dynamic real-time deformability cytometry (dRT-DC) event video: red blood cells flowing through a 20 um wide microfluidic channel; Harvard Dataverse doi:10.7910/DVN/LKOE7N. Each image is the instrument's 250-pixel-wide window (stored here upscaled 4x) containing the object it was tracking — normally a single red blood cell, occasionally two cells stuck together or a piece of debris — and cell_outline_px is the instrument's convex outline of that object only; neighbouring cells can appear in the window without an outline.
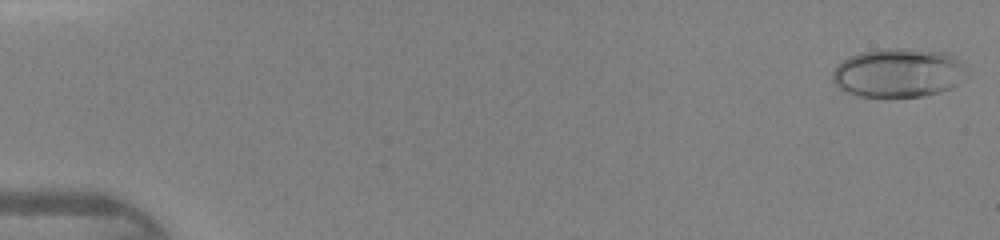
{"species": "human", "species_latin": "Homo sapiens", "temperature_condition": "warm", "stored_images_in_passage": 45, "camera_frame_rate_fps": 3000, "um_per_image_px": 0.085, "donor": {"sex": "female"}, "frame": {"image": 1, "passage_image": 1, "time_ms": 0.0, "image_size_px": [1000, 240], "cell_outline_px": [[968, 76], [964, 80], [952, 88], [940, 92], [924, 96], [860, 96], [848, 92], [832, 84], [832, 72], [836, 64], [848, 56], [860, 52], [884, 48], [908, 48], [944, 52], [952, 56], [968, 72]], "centroid_in_image_um": [76.33, 6.18], "position_along_channel_um": 8.7, "area_um2": 38.55}}
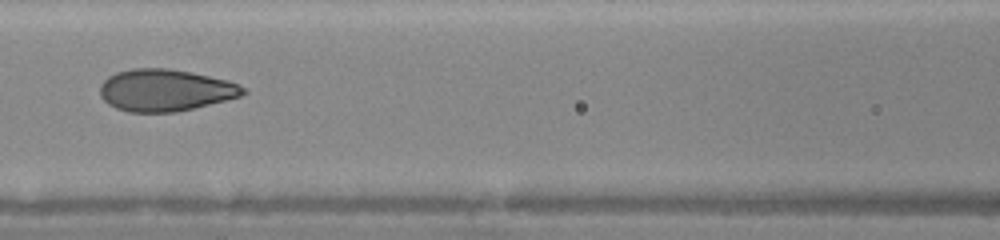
{"frame": {"image": 2, "passage_image": 21, "time_ms": 6.667, "image_size_px": [1000, 240], "cell_outline_px": [[248, 92], [240, 96], [176, 112], [128, 112], [116, 108], [108, 104], [100, 96], [100, 84], [108, 76], [116, 72], [132, 68], [168, 68], [192, 72], [224, 80], [248, 88]], "centroid_in_image_um": [14.01, 7.66], "position_along_channel_um": 152.6, "area_um2": 34.85}}
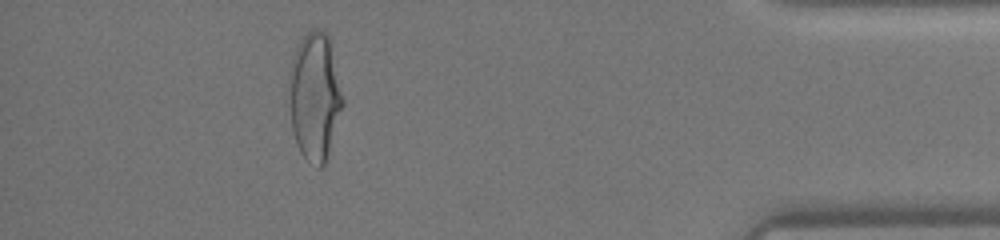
{"frame": {"image": 3, "passage_image": 41, "time_ms": 13.333, "image_size_px": [1000, 240], "cell_outline_px": [[344, 104], [324, 164], [320, 168], [316, 168], [300, 152], [296, 144], [292, 128], [288, 96], [292, 56], [300, 40], [308, 28], [324, 28], [328, 32], [332, 44], [344, 100]], "centroid_in_image_um": [26.76, 8.11], "position_along_channel_um": 408.4, "area_um2": 40.58}}